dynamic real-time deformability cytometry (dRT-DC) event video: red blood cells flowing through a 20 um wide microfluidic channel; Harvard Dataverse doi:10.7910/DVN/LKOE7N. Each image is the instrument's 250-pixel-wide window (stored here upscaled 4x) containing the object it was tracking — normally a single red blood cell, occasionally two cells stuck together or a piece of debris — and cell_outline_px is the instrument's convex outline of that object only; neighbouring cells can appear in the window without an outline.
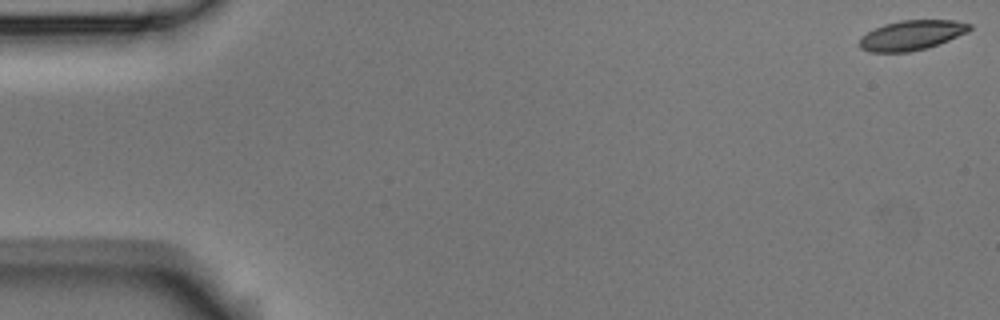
{"species": "Egyptian fruit bat (a non-hibernating species)", "species_latin": "Rousettus aegyptiacus", "temperature_condition": "room temperature", "stored_images_in_passage": 54, "camera_frame_rate_fps": 3000, "um_per_image_px": 0.085, "animal": {"sex": "male"}, "frame": {"image": 1, "passage_image": 1, "time_ms": 0.0, "image_size_px": [1000, 320], "cell_outline_px": [[972, 28], [968, 32], [928, 48], [908, 52], [868, 52], [860, 48], [860, 36], [884, 24], [900, 20], [952, 20], [972, 24]], "centroid_in_image_um": [77.49, 2.99], "position_along_channel_um": 7.5, "area_um2": 19.13}}
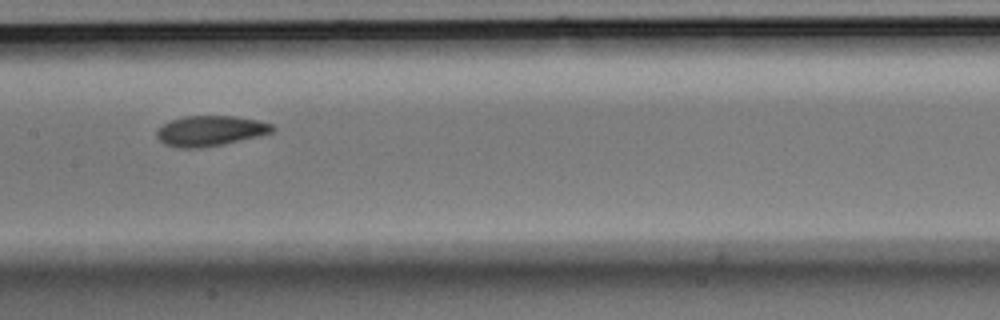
{"frame": {"image": 2, "passage_image": 27, "time_ms": 8.667, "image_size_px": [1000, 320], "cell_outline_px": [[276, 128], [272, 132], [260, 136], [224, 144], [200, 148], [176, 148], [164, 144], [156, 136], [156, 132], [164, 124], [172, 120], [184, 116], [232, 116], [256, 120], [272, 124]], "centroid_in_image_um": [17.88, 11.13], "position_along_channel_um": 189.5, "area_um2": 20.4}}
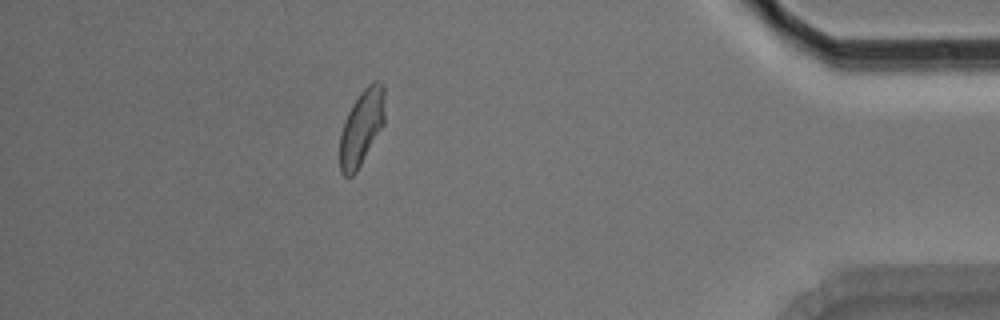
{"frame": {"image": 3, "passage_image": 48, "time_ms": 15.667, "image_size_px": [1000, 320], "cell_outline_px": [[384, 124], [356, 172], [352, 176], [344, 176], [340, 172], [340, 132], [344, 120], [352, 104], [360, 92], [372, 80], [380, 80], [384, 84]], "centroid_in_image_um": [30.73, 10.79], "position_along_channel_um": 404.5, "area_um2": 19.94}, "authors_computed_cell_mechanics": {"area_um2": 20.1433, "velocity_mm_per_s": 3.7267, "shape_relaxation_time_tau1_ms": 4.8357, "shape_relaxation_time_tau2_ms": 2.9849, "deformation_change_tau1": 0.1514, "deformation_change_tau2": 0.0837}}